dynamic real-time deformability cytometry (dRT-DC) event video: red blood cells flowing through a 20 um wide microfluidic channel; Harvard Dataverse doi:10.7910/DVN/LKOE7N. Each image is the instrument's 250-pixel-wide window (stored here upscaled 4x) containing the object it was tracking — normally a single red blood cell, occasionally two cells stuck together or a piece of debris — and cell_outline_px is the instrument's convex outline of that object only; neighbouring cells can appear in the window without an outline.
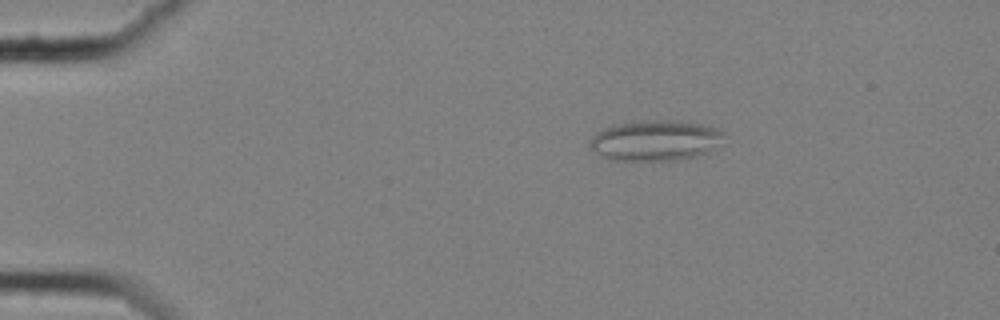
{"species": "common noctule bat (a hibernating species)", "species_latin": "Nyctalus noctula", "temperature_condition": "cold", "stored_images_in_passage": 58, "camera_frame_rate_fps": 3000, "um_per_image_px": 0.085, "animal": {"sex": "female", "body_mass_g": 25.1}, "frame": {"image": 1, "passage_image": 11, "time_ms": 3.333, "image_size_px": [1000, 320], "cell_outline_px": [[724, 132], [708, 152], [696, 156], [676, 160], [608, 160], [596, 152], [588, 144], [588, 140], [596, 132], [604, 128], [620, 124], [652, 120], [664, 120], [700, 124], [716, 128]], "centroid_in_image_um": [55.61, 11.95], "position_along_channel_um": 29.4, "area_um2": 30.92}}
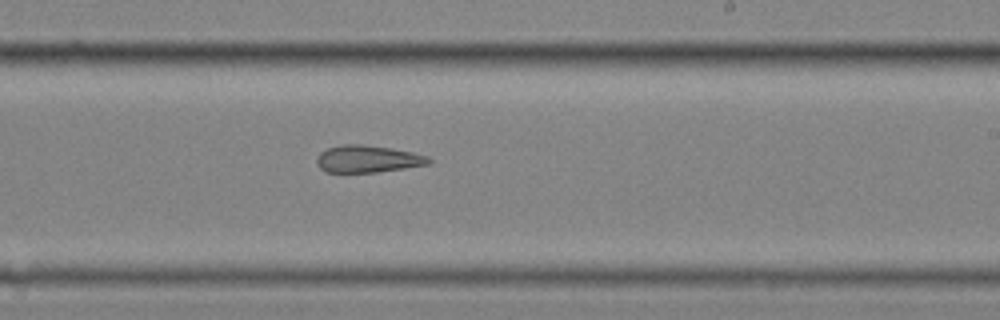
{"frame": {"image": 2, "passage_image": 36, "time_ms": 11.667, "image_size_px": [1000, 320], "cell_outline_px": [[432, 160], [428, 164], [404, 168], [376, 172], [324, 172], [316, 164], [316, 160], [320, 152], [328, 148], [340, 144], [364, 144], [392, 148], [412, 152], [428, 156]], "centroid_in_image_um": [31.23, 13.5], "position_along_channel_um": 257.8, "area_um2": 17.8}}
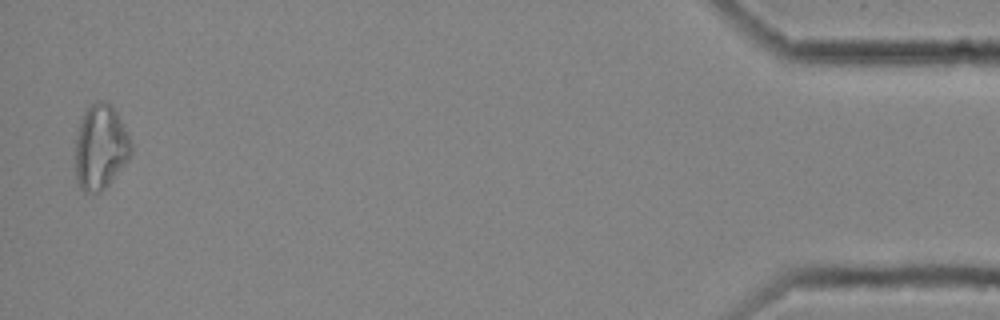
{"frame": {"image": 3, "passage_image": 57, "time_ms": 18.667, "image_size_px": [1000, 320], "cell_outline_px": [[132, 152], [128, 160], [108, 184], [100, 192], [84, 192], [80, 188], [76, 180], [76, 136], [80, 120], [84, 112], [92, 104], [100, 100], [104, 100], [116, 112], [132, 144]], "centroid_in_image_um": [8.53, 12.52], "position_along_channel_um": 426.7, "area_um2": 27.17}}